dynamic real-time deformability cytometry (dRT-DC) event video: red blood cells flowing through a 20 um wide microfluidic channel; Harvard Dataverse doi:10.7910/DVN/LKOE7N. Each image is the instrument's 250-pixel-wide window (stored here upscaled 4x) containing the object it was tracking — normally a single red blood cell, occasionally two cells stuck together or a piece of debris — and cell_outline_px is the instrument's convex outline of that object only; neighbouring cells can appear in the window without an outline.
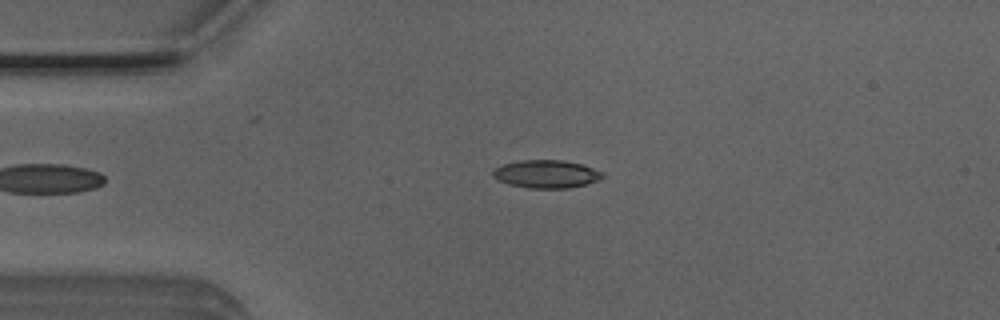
{"species": "Egyptian fruit bat (a non-hibernating species)", "species_latin": "Rousettus aegyptiacus", "temperature_condition": "room temperature", "stored_images_in_passage": 2, "camera_frame_rate_fps": 3000, "um_per_image_px": 0.085, "animal": {"sex": "male"}, "frame": {"image": 1, "passage_image": 1, "time_ms": 0.0, "image_size_px": [1000, 320], "cell_outline_px": [[604, 176], [600, 180], [568, 188], [528, 188], [508, 184], [492, 176], [492, 172], [496, 168], [504, 164], [520, 160], [564, 160], [580, 164], [604, 172]], "centroid_in_image_um": [46.45, 14.79], "position_along_channel_um": 38.6, "area_um2": 17.74}}